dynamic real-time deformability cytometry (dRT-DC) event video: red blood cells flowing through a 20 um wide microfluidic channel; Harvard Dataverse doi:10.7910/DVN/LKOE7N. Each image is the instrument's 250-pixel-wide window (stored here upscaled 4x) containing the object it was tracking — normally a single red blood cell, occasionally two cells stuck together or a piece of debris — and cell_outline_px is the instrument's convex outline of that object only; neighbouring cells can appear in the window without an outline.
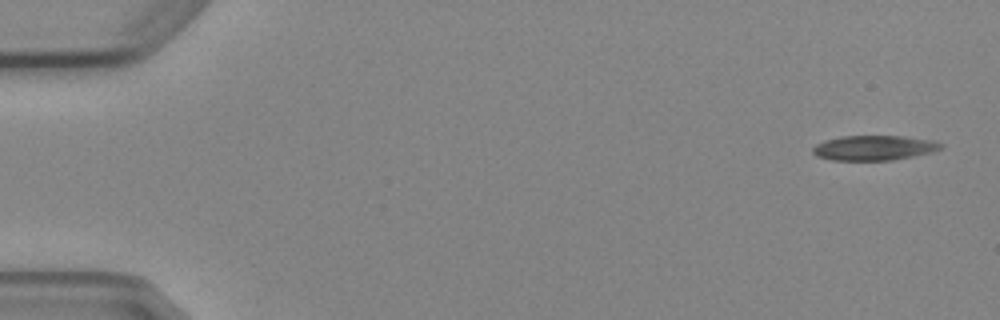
{"species": "Egyptian fruit bat (a non-hibernating species)", "species_latin": "Rousettus aegyptiacus", "temperature_condition": "cold", "stored_images_in_passage": 5, "camera_frame_rate_fps": 3000, "um_per_image_px": 0.085, "animal": {"sex": "female"}, "frame": {"image": 1, "passage_image": 1, "time_ms": 0.0, "image_size_px": [1000, 320], "cell_outline_px": [[944, 144], [940, 148], [932, 152], [892, 160], [832, 160], [816, 156], [812, 152], [812, 148], [816, 144], [824, 140], [844, 136], [904, 136], [936, 140]], "centroid_in_image_um": [74.29, 12.56], "position_along_channel_um": 10.7, "area_um2": 18.61}}
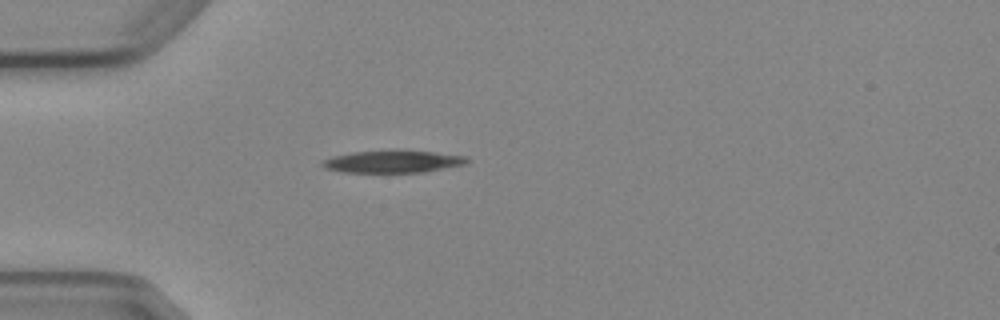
{"frame": {"image": 2, "passage_image": 4, "time_ms": 4.333, "image_size_px": [1000, 320], "cell_outline_px": [[468, 160], [464, 164], [424, 172], [344, 172], [324, 168], [320, 164], [324, 160], [336, 156], [352, 152], [432, 152], [468, 156]], "centroid_in_image_um": [33.39, 13.76], "position_along_channel_um": 51.6, "area_um2": 17.92}}